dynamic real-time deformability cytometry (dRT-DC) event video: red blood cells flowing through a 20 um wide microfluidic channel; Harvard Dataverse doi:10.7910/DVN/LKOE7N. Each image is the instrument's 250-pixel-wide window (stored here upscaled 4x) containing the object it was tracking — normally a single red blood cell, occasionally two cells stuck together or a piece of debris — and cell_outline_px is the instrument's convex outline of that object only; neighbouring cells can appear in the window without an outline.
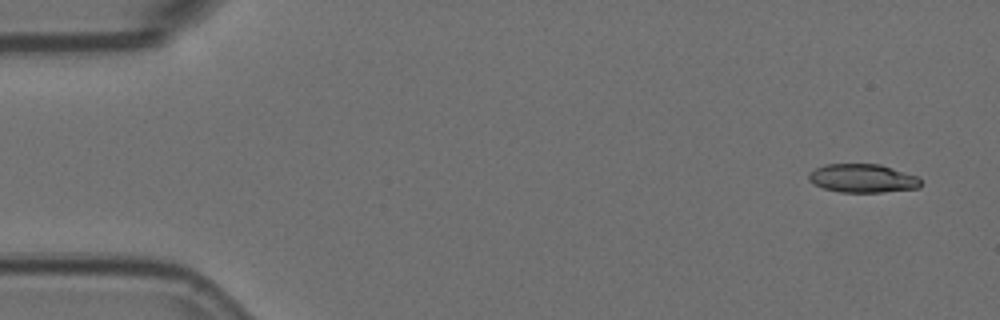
{"species": "Egyptian fruit bat (a non-hibernating species)", "species_latin": "Rousettus aegyptiacus", "temperature_condition": "room temperature", "stored_images_in_passage": 5, "camera_frame_rate_fps": 3000, "um_per_image_px": 0.085, "animal": {"sex": "female"}, "frame": {"image": 1, "passage_image": 1, "time_ms": 0.0, "image_size_px": [1000, 320], "cell_outline_px": [[920, 188], [880, 192], [840, 192], [824, 188], [812, 184], [808, 180], [808, 176], [816, 168], [824, 164], [880, 164], [916, 176], [920, 180]], "centroid_in_image_um": [73.3, 15.16], "position_along_channel_um": 11.7, "area_um2": 18.5}}